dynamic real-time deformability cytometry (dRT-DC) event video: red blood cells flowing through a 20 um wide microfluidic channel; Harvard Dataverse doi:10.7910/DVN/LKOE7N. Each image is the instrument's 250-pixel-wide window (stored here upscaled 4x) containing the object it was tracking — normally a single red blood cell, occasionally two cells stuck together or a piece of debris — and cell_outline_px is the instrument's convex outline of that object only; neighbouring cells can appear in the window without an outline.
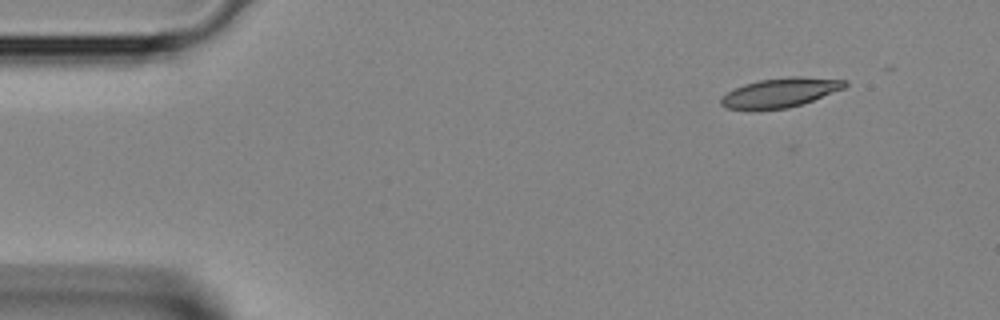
{"species": "Egyptian fruit bat (a non-hibernating species)", "species_latin": "Rousettus aegyptiacus", "temperature_condition": "room temperature", "stored_images_in_passage": 4, "segment_of_instrument_passage": [1, 2], "camera_frame_rate_fps": 3000, "um_per_image_px": 0.085, "animal": {"sex": "female"}, "frame": {"image": 1, "passage_image": 1, "time_ms": 0.0, "image_size_px": [1000, 320], "cell_outline_px": [[848, 84], [844, 88], [812, 100], [788, 108], [748, 112], [724, 108], [720, 104], [720, 96], [744, 84], [760, 80], [788, 76], [800, 76], [848, 80]], "centroid_in_image_um": [66.24, 7.9], "position_along_channel_um": 18.8, "area_um2": 21.68}}
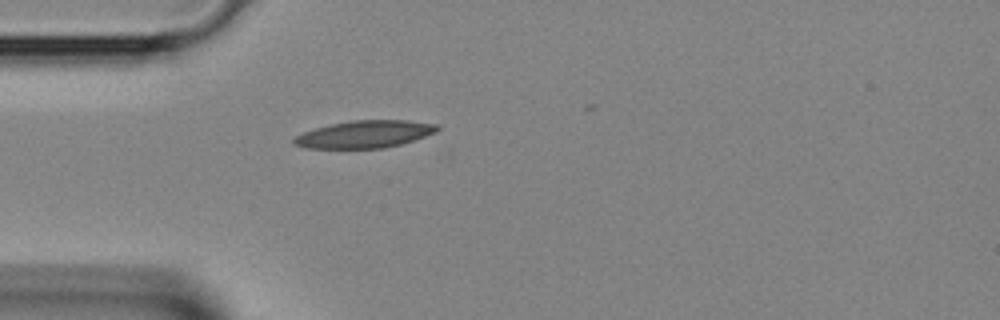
{"frame": {"image": 2, "passage_image": 3, "time_ms": 0.667, "image_size_px": [1000, 320], "cell_outline_px": [[440, 128], [436, 132], [400, 144], [384, 148], [304, 148], [292, 144], [292, 140], [296, 136], [304, 132], [316, 128], [332, 124], [352, 120], [408, 120], [440, 124]], "centroid_in_image_um": [31.0, 11.4], "position_along_channel_um": 54.0, "area_um2": 22.77}}